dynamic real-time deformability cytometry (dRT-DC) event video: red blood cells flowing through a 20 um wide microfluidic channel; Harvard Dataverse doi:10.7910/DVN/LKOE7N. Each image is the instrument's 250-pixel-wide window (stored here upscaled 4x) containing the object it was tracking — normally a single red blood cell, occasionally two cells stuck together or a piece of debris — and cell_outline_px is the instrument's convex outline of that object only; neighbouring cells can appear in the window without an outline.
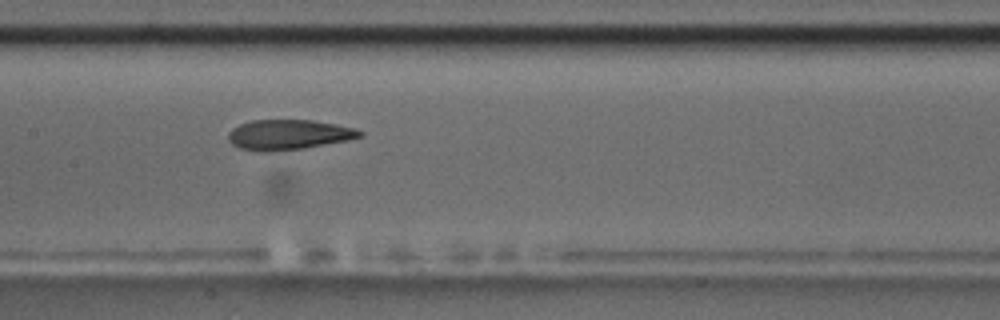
{"species": "common noctule bat (a hibernating species)", "species_latin": "Nyctalus noctula", "temperature_condition": "room temperature", "stored_images_in_passage": 8, "camera_frame_rate_fps": 3000, "um_per_image_px": 0.085, "animal": {"sex": "male", "body_mass_g": 17.5, "forearm_length_mm": 52.3}, "frame": {"image": 1, "passage_image": 8, "time_ms": 8.667, "image_size_px": [1000, 320], "cell_outline_px": [[364, 136], [348, 140], [304, 148], [268, 152], [260, 152], [240, 148], [232, 144], [228, 140], [228, 132], [232, 128], [240, 124], [252, 120], [312, 120], [336, 124], [356, 128], [364, 132]], "centroid_in_image_um": [24.54, 11.45], "position_along_channel_um": 182.9, "area_um2": 23.24}}